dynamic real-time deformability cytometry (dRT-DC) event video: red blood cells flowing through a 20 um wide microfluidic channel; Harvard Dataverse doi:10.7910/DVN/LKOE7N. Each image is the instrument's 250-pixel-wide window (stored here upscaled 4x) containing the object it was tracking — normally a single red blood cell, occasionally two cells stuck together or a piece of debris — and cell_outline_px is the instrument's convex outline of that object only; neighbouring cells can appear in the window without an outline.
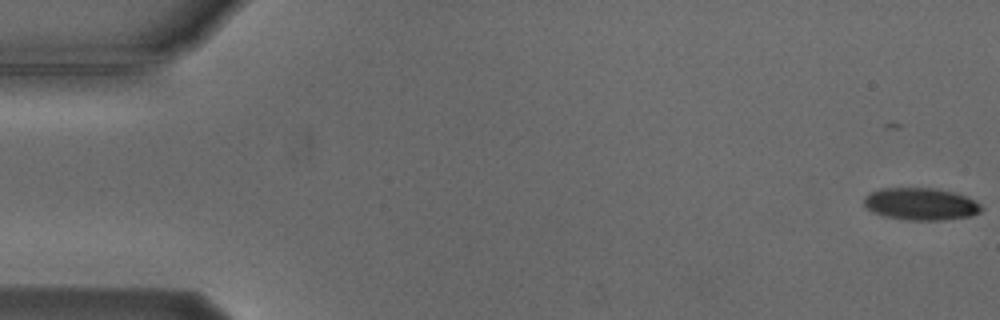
{"species": "Egyptian fruit bat (a non-hibernating species)", "species_latin": "Rousettus aegyptiacus", "temperature_condition": "cold", "stored_images_in_passage": 5, "camera_frame_rate_fps": 3000, "um_per_image_px": 0.085, "animal": {"sex": "male"}, "frame": {"image": 1, "passage_image": 1, "time_ms": 0.0, "image_size_px": [1000, 320], "cell_outline_px": [[984, 208], [980, 212], [972, 216], [944, 220], [908, 220], [884, 216], [872, 212], [864, 208], [864, 196], [868, 192], [880, 188], [932, 188], [956, 192], [968, 196], [976, 200]], "centroid_in_image_um": [78.27, 17.33], "position_along_channel_um": 6.7, "area_um2": 22.54}}
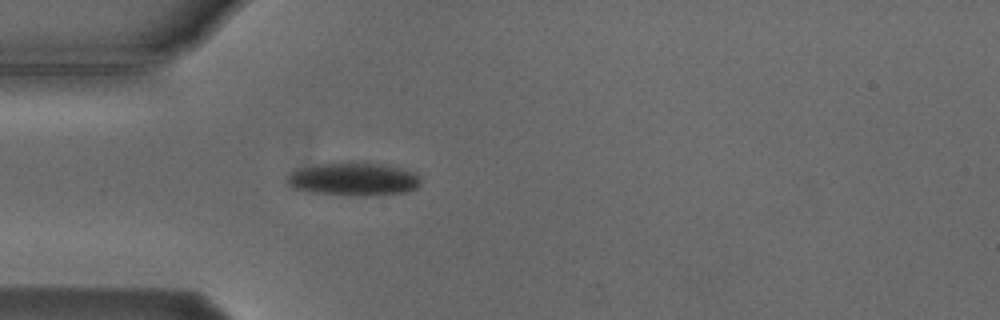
{"frame": {"image": 2, "passage_image": 5, "time_ms": 5.0, "image_size_px": [1000, 320], "cell_outline_px": [[420, 184], [416, 188], [408, 192], [364, 196], [348, 196], [312, 192], [292, 188], [288, 184], [288, 176], [296, 168], [320, 164], [352, 160], [364, 160], [384, 164], [416, 172], [420, 176]], "centroid_in_image_um": [30.08, 15.2], "position_along_channel_um": 54.9, "area_um2": 26.65}}